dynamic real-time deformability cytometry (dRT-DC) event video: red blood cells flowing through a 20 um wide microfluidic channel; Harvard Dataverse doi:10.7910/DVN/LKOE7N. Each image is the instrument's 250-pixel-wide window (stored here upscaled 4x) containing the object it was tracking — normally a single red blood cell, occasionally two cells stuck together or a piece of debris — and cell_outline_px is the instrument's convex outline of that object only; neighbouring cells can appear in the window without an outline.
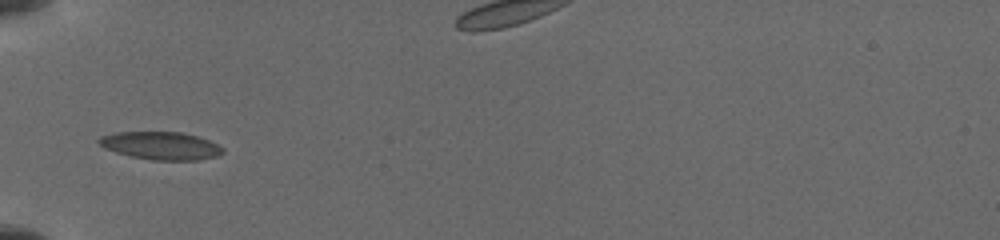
{"species": "common noctule bat (a hibernating species)", "species_latin": "Nyctalus noctula", "temperature_condition": "cold", "stored_images_in_passage": 59, "camera_frame_rate_fps": 3000, "um_per_image_px": 0.085, "animal": {"sex": "female", "body_mass_g": 19.5, "forearm_length_mm": 54.1}, "frame": {"image": 1, "passage_image": 1, "time_ms": 0.0, "image_size_px": [1000, 240], "cell_outline_px": [[224, 152], [216, 156], [196, 160], [152, 160], [132, 156], [116, 152], [104, 148], [96, 140], [100, 136], [116, 132], [180, 132], [196, 136], [208, 140], [224, 148]], "centroid_in_image_um": [13.65, 12.38], "position_along_channel_um": 71.4, "area_um2": 19.94}}
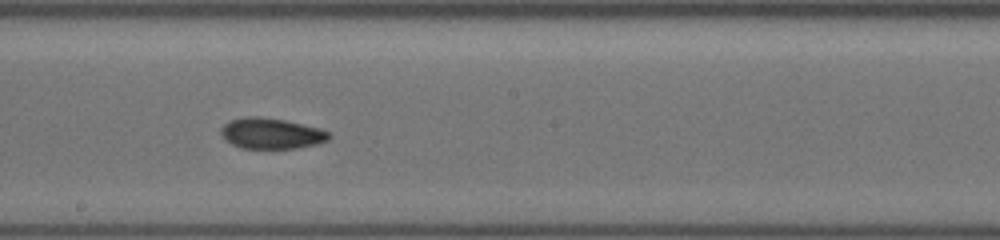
{"frame": {"image": 2, "passage_image": 23, "time_ms": 4.0, "image_size_px": [1000, 240], "cell_outline_px": [[332, 136], [328, 140], [316, 144], [296, 148], [240, 148], [224, 140], [220, 132], [220, 128], [224, 124], [232, 120], [248, 116], [256, 116], [284, 120], [320, 128], [328, 132]], "centroid_in_image_um": [23.04, 11.35], "position_along_channel_um": 225.2, "area_um2": 19.31}}
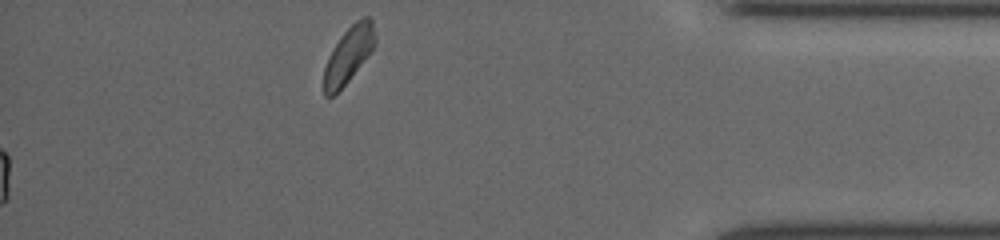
{"frame": {"image": 3, "passage_image": 59, "time_ms": 11.667, "image_size_px": [1000, 240], "cell_outline_px": [[376, 44], [348, 80], [332, 96], [324, 96], [324, 68], [328, 56], [332, 48], [340, 36], [356, 20], [364, 16], [372, 16], [376, 36]], "centroid_in_image_um": [29.64, 4.59], "position_along_channel_um": 405.6, "area_um2": 16.59}}